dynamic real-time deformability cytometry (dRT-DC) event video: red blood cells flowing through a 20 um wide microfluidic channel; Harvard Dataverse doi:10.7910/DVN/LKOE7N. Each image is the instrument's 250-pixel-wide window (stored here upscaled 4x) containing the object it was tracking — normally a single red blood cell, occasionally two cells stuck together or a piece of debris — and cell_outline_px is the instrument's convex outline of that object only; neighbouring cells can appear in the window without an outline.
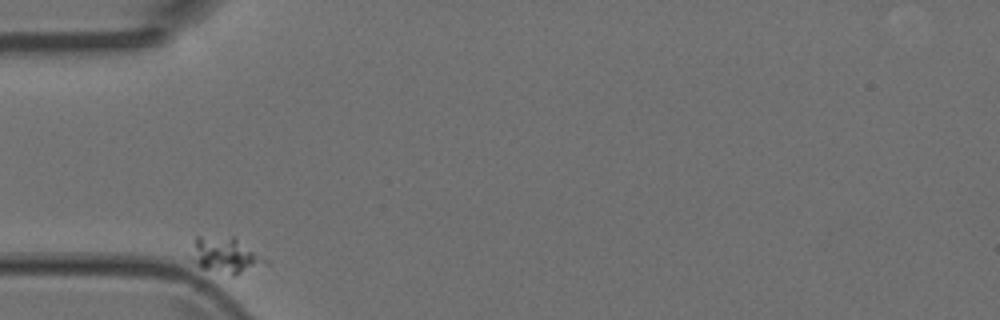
{"species": "Egyptian fruit bat (a non-hibernating species)", "species_latin": "Rousettus aegyptiacus", "temperature_condition": "room temperature", "stored_images_in_passage": 5, "camera_frame_rate_fps": 3000, "um_per_image_px": 0.085, "animal": {"sex": "female"}, "frame": {"image": 1, "passage_image": 1, "time_ms": 0.0, "image_size_px": [1000, 320], "cell_outline_px": [[272, 264], [236, 276], [232, 276], [200, 268], [188, 256], [196, 236], [232, 236], [272, 260]], "centroid_in_image_um": [19.24, 21.72], "position_along_channel_um": 65.8, "area_um2": 16.53}}
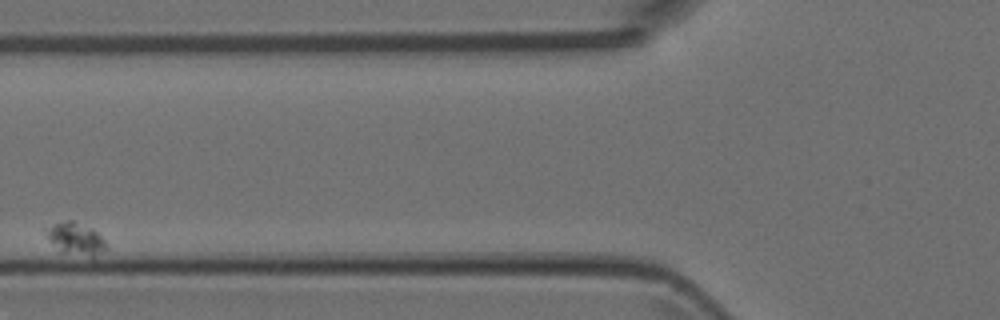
{"frame": {"image": 2, "passage_image": 3, "time_ms": 0.667, "image_size_px": [1000, 320], "cell_outline_px": [[108, 248], [92, 256], [64, 248], [48, 240], [44, 232], [44, 228], [52, 224], [68, 220], [72, 220], [92, 228], [104, 240]], "centroid_in_image_um": [6.43, 20.18], "position_along_channel_um": 119.4, "area_um2": 10.35}}
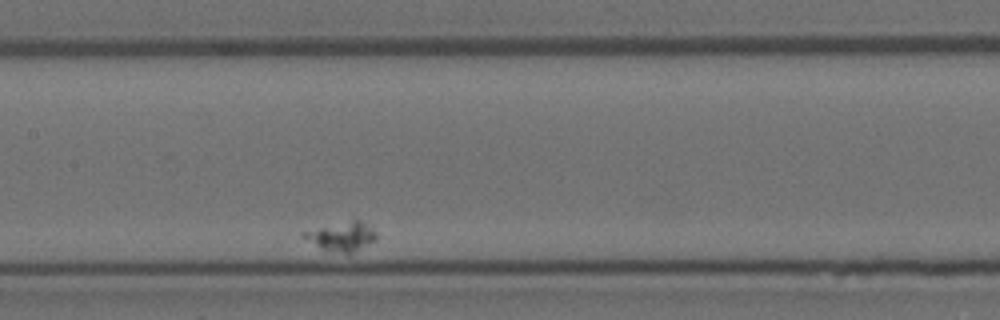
{"frame": {"image": 3, "passage_image": 5, "time_ms": 1.333, "image_size_px": [1000, 320], "cell_outline_px": [[376, 240], [352, 252], [344, 252], [320, 248], [300, 236], [300, 232], [352, 220], [360, 220], [368, 224], [376, 232]], "centroid_in_image_um": [29.04, 20.07], "position_along_channel_um": 178.4, "area_um2": 11.91}}